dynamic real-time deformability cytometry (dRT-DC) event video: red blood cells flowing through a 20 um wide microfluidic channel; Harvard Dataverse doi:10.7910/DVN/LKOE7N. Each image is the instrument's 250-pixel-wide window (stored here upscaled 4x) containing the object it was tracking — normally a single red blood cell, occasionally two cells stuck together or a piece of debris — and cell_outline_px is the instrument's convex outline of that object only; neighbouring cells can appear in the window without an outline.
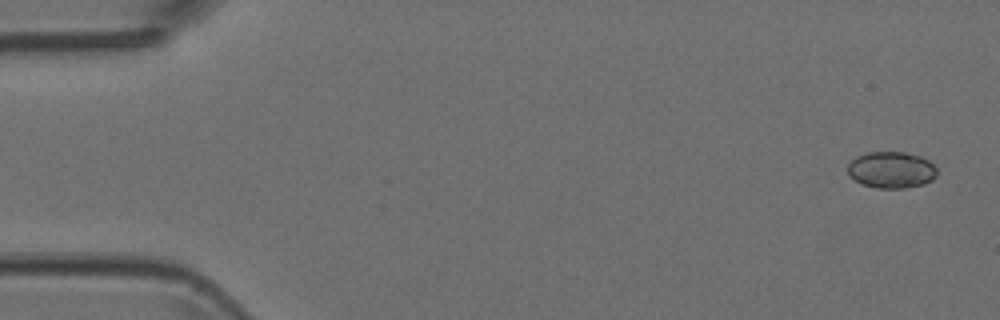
{"species": "Egyptian fruit bat (a non-hibernating species)", "species_latin": "Rousettus aegyptiacus", "temperature_condition": "room temperature", "stored_images_in_passage": 7, "camera_frame_rate_fps": 3000, "um_per_image_px": 0.085, "animal": {"sex": "female"}, "frame": {"image": 1, "passage_image": 1, "time_ms": 0.0, "image_size_px": [1000, 320], "cell_outline_px": [[936, 176], [932, 180], [924, 184], [904, 188], [876, 188], [864, 184], [856, 180], [848, 172], [848, 164], [856, 156], [868, 152], [904, 152], [920, 156], [928, 160], [936, 168]], "centroid_in_image_um": [75.78, 14.43], "position_along_channel_um": 9.2, "area_um2": 18.84}}
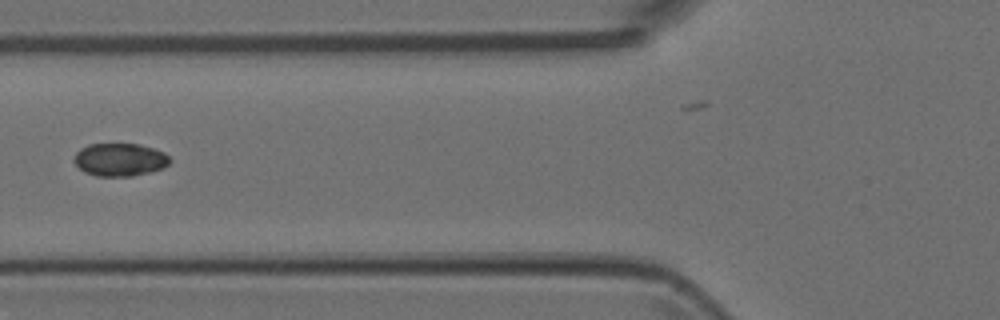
{"frame": {"image": 2, "passage_image": 6, "time_ms": 1.667, "image_size_px": [1000, 320], "cell_outline_px": [[172, 160], [168, 164], [152, 172], [132, 176], [96, 176], [84, 172], [72, 160], [76, 152], [80, 148], [88, 144], [140, 144], [164, 152]], "centroid_in_image_um": [10.17, 13.57], "position_along_channel_um": 115.6, "area_um2": 18.44}}
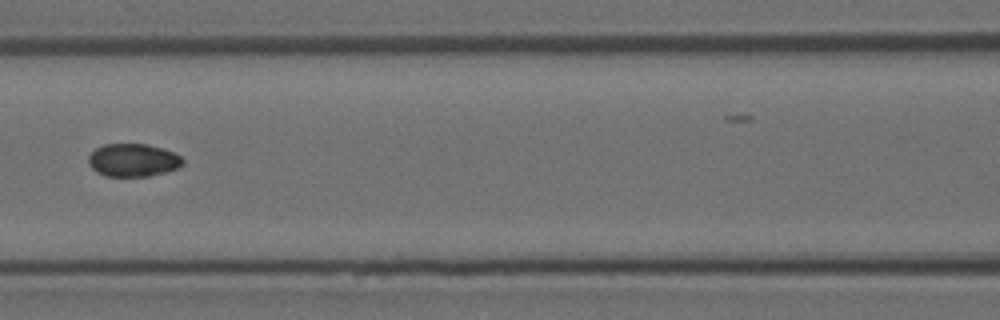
{"frame": {"image": 3, "passage_image": 7, "time_ms": 2.0, "image_size_px": [1000, 320], "cell_outline_px": [[184, 164], [176, 168], [164, 172], [148, 176], [108, 176], [96, 172], [88, 164], [88, 156], [96, 148], [104, 144], [148, 144], [164, 148], [180, 156], [184, 160]], "centroid_in_image_um": [11.3, 13.6], "position_along_channel_um": 155.3, "area_um2": 18.09}}